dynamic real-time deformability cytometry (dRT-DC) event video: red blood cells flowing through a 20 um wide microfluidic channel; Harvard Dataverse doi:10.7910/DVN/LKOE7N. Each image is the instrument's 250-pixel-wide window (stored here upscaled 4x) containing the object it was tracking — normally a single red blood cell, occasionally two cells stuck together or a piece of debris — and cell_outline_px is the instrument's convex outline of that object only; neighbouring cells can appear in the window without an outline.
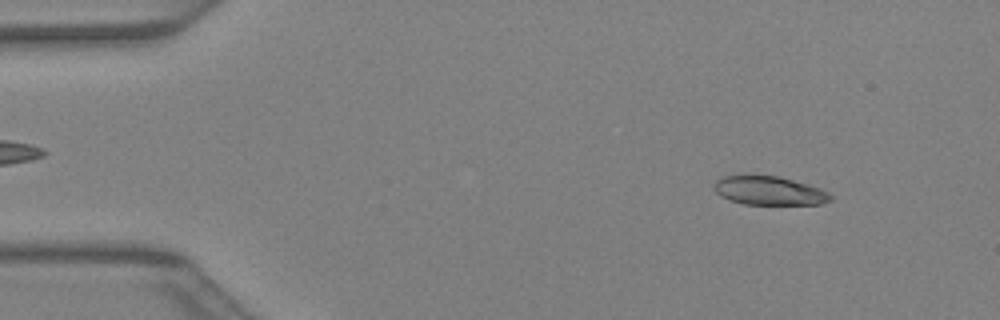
{"species": "Egyptian fruit bat (a non-hibernating species)", "species_latin": "Rousettus aegyptiacus", "temperature_condition": "warm", "stored_images_in_passage": 40, "camera_frame_rate_fps": 3000, "um_per_image_px": 0.085, "animal": {"sex": "female"}, "frame": {"image": 1, "passage_image": 4, "time_ms": 1.0, "image_size_px": [1000, 320], "cell_outline_px": [[832, 200], [820, 204], [744, 204], [728, 200], [720, 196], [712, 188], [712, 184], [716, 180], [724, 176], [752, 172], [776, 176], [808, 184], [820, 188], [828, 192], [832, 196]], "centroid_in_image_um": [65.29, 16.17], "position_along_channel_um": 19.7, "area_um2": 20.17}}
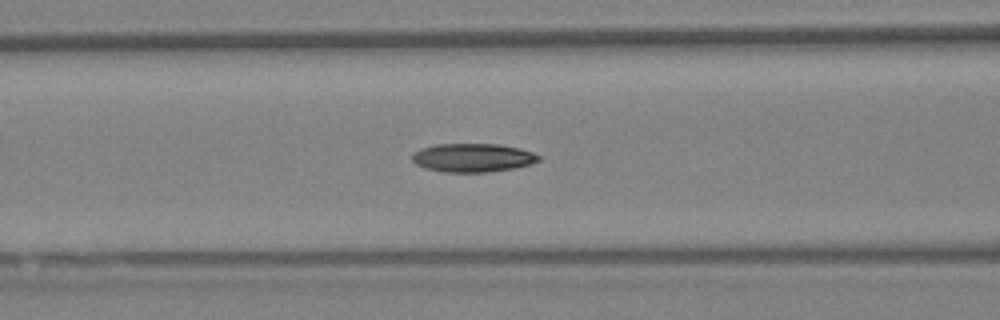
{"frame": {"image": 2, "passage_image": 16, "time_ms": 5.0, "image_size_px": [1000, 320], "cell_outline_px": [[540, 160], [532, 164], [512, 168], [488, 172], [444, 172], [424, 168], [416, 164], [412, 160], [412, 152], [420, 148], [436, 144], [500, 144], [520, 148], [532, 152], [540, 156]], "centroid_in_image_um": [40.16, 13.4], "position_along_channel_um": 126.4, "area_um2": 21.21}}
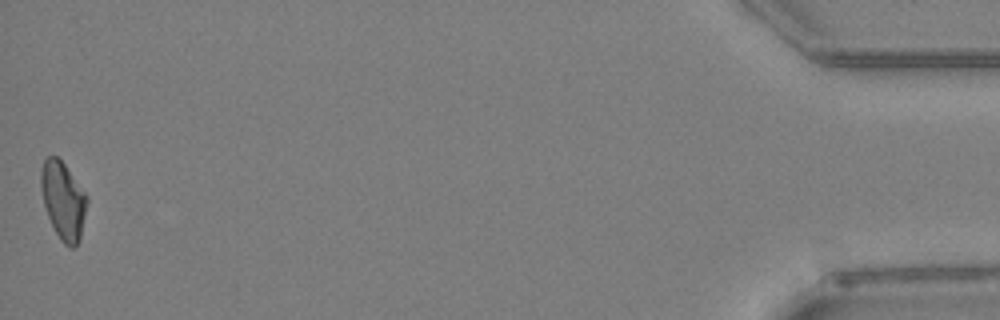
{"frame": {"image": 3, "passage_image": 40, "time_ms": 13.0, "image_size_px": [1000, 320], "cell_outline_px": [[88, 200], [80, 240], [72, 248], [64, 244], [60, 240], [48, 216], [44, 204], [40, 188], [40, 172], [44, 160], [48, 156], [56, 156], [64, 164], [84, 192]], "centroid_in_image_um": [5.36, 17.05], "position_along_channel_um": 429.8, "area_um2": 20.52}}